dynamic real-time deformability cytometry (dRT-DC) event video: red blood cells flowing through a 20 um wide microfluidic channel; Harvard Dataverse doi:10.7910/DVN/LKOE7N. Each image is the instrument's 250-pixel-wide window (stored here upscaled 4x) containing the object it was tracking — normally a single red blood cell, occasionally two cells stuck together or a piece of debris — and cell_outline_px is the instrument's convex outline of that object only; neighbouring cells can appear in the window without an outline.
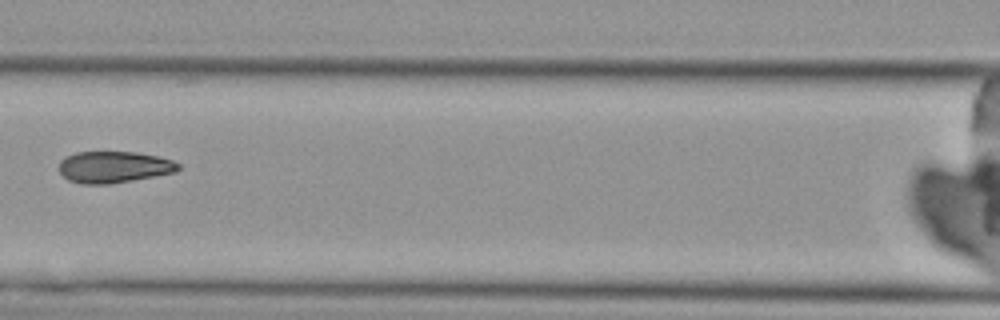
{"species": "Egyptian fruit bat (a non-hibernating species)", "species_latin": "Rousettus aegyptiacus", "temperature_condition": "cold", "stored_images_in_passage": 5, "camera_frame_rate_fps": 3000, "um_per_image_px": 0.085, "animal": {"sex": "female"}, "frame": {"image": 1, "passage_image": 5, "time_ms": 5.0, "image_size_px": [1000, 320], "cell_outline_px": [[180, 168], [176, 172], [132, 180], [108, 184], [80, 184], [68, 180], [60, 172], [60, 160], [76, 152], [136, 152], [156, 156], [172, 160], [180, 164]], "centroid_in_image_um": [9.68, 14.2], "position_along_channel_um": 156.9, "area_um2": 21.79}}